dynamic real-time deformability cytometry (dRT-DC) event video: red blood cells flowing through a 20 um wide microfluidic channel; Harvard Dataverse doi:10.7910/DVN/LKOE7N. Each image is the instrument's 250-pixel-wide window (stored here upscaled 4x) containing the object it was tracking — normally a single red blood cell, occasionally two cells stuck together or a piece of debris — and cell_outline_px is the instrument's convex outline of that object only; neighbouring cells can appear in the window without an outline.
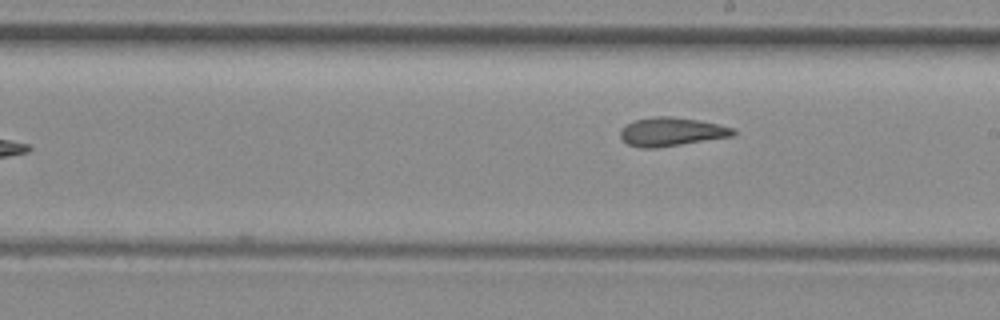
{"species": "common noctule bat (a hibernating species)", "species_latin": "Nyctalus noctula", "temperature_condition": "room temperature", "stored_images_in_passage": 10, "segment_of_instrument_passage": [2, 2], "camera_frame_rate_fps": 3000, "um_per_image_px": 0.085, "animal": {"sex": "female", "body_mass_g": 29.2, "forearm_length_mm": 56.3}, "frame": {"image": 1, "passage_image": 10, "time_ms": 3.0, "image_size_px": [1000, 320], "cell_outline_px": [[736, 132], [732, 136], [656, 148], [640, 148], [628, 144], [620, 136], [620, 128], [636, 120], [656, 116], [672, 116], [696, 120], [736, 128]], "centroid_in_image_um": [57.06, 11.2], "position_along_channel_um": 231.9, "area_um2": 18.61}}